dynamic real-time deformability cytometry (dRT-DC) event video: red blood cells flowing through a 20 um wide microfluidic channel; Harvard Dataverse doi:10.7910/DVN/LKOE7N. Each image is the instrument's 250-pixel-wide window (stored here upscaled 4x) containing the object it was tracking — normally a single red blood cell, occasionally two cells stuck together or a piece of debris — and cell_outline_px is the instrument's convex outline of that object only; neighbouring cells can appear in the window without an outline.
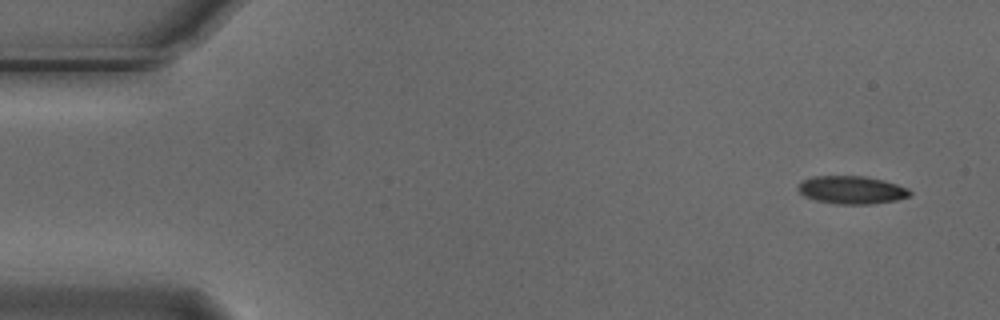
{"species": "Egyptian fruit bat (a non-hibernating species)", "species_latin": "Rousettus aegyptiacus", "temperature_condition": "cold", "stored_images_in_passage": 2, "segment_of_instrument_passage": [2, 2], "camera_frame_rate_fps": 3000, "um_per_image_px": 0.085, "animal": {"sex": "male"}, "frame": {"image": 1, "passage_image": 2, "time_ms": 0.333, "image_size_px": [1000, 320], "cell_outline_px": [[912, 192], [908, 196], [896, 200], [872, 204], [836, 204], [816, 200], [804, 196], [796, 188], [800, 180], [816, 176], [864, 176], [884, 180], [908, 188]], "centroid_in_image_um": [72.36, 16.14], "position_along_channel_um": 12.6, "area_um2": 18.26}}